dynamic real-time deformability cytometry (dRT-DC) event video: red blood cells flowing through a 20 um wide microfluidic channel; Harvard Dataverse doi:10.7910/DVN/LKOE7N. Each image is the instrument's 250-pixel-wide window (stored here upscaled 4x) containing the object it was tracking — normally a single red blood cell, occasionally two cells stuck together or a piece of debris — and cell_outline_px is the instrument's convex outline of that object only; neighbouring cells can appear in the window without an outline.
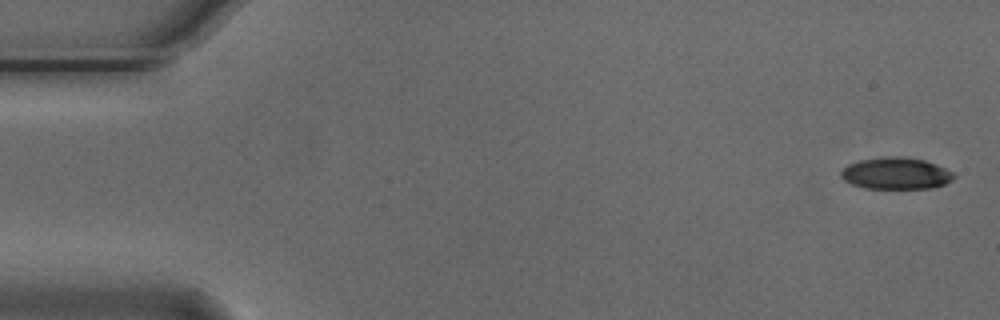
{"species": "Egyptian fruit bat (a non-hibernating species)", "species_latin": "Rousettus aegyptiacus", "temperature_condition": "cold", "stored_images_in_passage": 10, "camera_frame_rate_fps": 3000, "um_per_image_px": 0.085, "animal": {"sex": "male"}, "frame": {"image": 1, "passage_image": 1, "time_ms": 0.0, "image_size_px": [1000, 320], "cell_outline_px": [[956, 176], [952, 180], [944, 184], [932, 188], [864, 188], [852, 184], [844, 180], [840, 176], [840, 172], [848, 164], [860, 160], [884, 156], [900, 156], [924, 160], [936, 164], [952, 172]], "centroid_in_image_um": [76.14, 14.73], "position_along_channel_um": 8.9, "area_um2": 20.87}}